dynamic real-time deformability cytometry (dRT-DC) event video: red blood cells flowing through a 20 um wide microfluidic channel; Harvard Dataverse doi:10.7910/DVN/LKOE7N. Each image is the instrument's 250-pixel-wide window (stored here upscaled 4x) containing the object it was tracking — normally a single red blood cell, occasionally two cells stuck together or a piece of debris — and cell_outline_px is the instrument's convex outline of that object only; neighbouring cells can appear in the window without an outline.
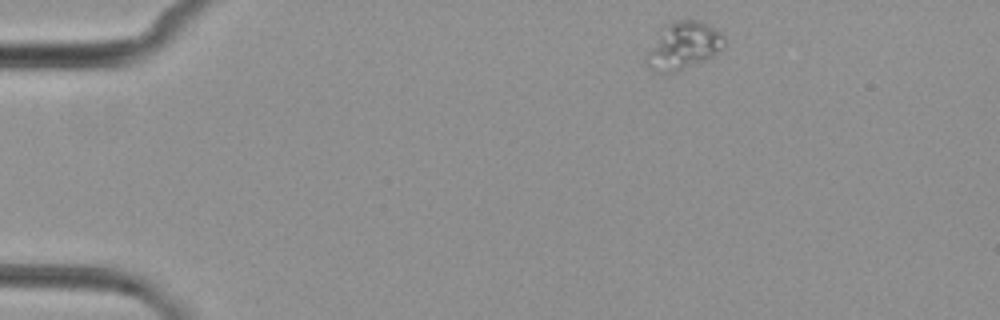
{"species": "common noctule bat (a hibernating species)", "species_latin": "Nyctalus noctula", "temperature_condition": "cold", "stored_images_in_passage": 4, "camera_frame_rate_fps": 3000, "um_per_image_px": 0.085, "animal": {"sex": "female", "body_mass_g": 29.2, "forearm_length_mm": 56.3}, "frame": {"image": 1, "passage_image": 1, "time_ms": 0.0, "image_size_px": [1000, 320], "cell_outline_px": [[724, 48], [712, 56], [704, 60], [676, 72], [656, 72], [648, 68], [644, 60], [644, 56], [660, 28], [676, 20], [700, 20], [716, 28], [724, 36]], "centroid_in_image_um": [58.05, 3.88], "position_along_channel_um": 26.9, "area_um2": 21.79}}
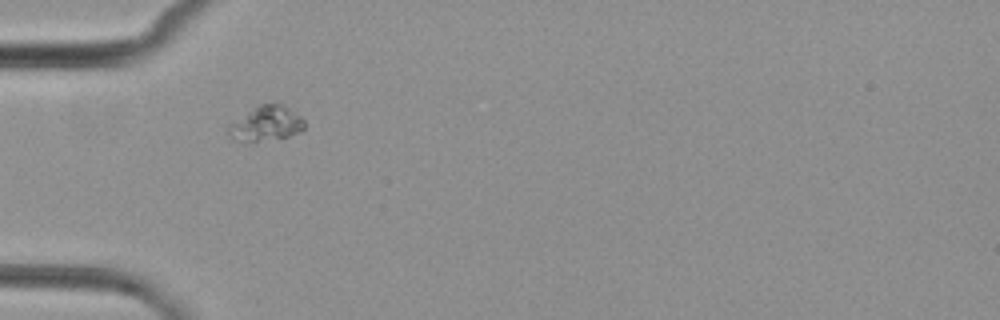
{"frame": {"image": 2, "passage_image": 3, "time_ms": 3.0, "image_size_px": [1000, 320], "cell_outline_px": [[304, 128], [300, 132], [288, 136], [248, 144], [232, 140], [228, 136], [228, 124], [252, 108], [260, 104], [276, 100], [280, 100], [300, 116], [304, 120]], "centroid_in_image_um": [22.58, 10.49], "position_along_channel_um": 62.4, "area_um2": 16.3}}
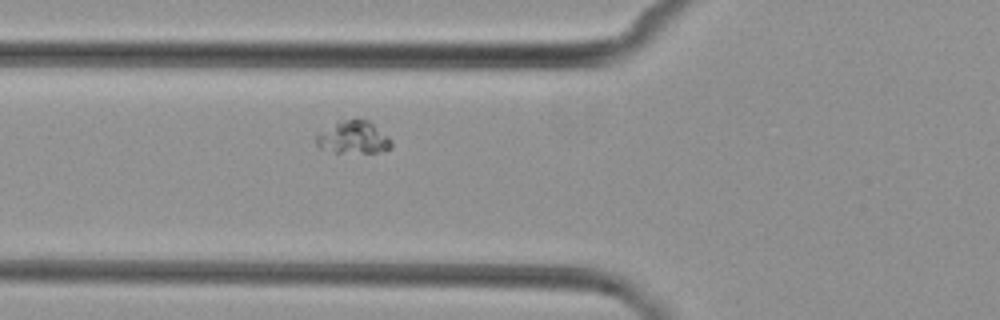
{"frame": {"image": 3, "passage_image": 4, "time_ms": 4.0, "image_size_px": [1000, 320], "cell_outline_px": [[392, 148], [376, 152], [336, 152], [320, 148], [316, 144], [316, 136], [340, 120], [368, 120], [388, 136], [392, 140]], "centroid_in_image_um": [30.07, 11.69], "position_along_channel_um": 95.7, "area_um2": 13.87}}